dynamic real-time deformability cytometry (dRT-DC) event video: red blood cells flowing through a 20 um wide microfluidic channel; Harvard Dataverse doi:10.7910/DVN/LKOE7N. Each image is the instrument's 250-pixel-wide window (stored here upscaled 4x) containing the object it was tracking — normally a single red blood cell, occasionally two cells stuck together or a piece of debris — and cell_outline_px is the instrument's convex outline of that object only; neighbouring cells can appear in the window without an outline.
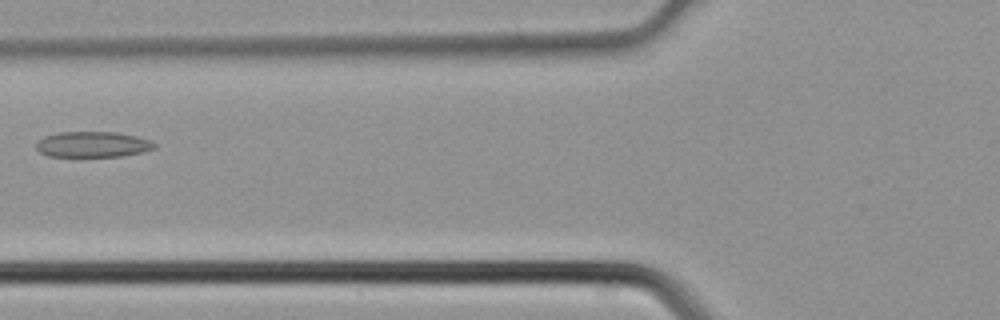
{"species": "common noctule bat (a hibernating species)", "species_latin": "Nyctalus noctula", "temperature_condition": "cold", "stored_images_in_passage": 2, "camera_frame_rate_fps": 3000, "um_per_image_px": 0.085, "animal": {"sex": "male", "body_mass_g": 21.5, "forearm_length_mm": 52.0}, "frame": {"image": 1, "passage_image": 2, "time_ms": 0.333, "image_size_px": [1000, 320], "cell_outline_px": [[156, 148], [140, 152], [120, 156], [48, 156], [40, 152], [36, 148], [36, 144], [44, 136], [60, 132], [116, 132], [136, 136], [148, 140], [156, 144]], "centroid_in_image_um": [7.86, 12.27], "position_along_channel_um": 117.9, "area_um2": 17.46}}